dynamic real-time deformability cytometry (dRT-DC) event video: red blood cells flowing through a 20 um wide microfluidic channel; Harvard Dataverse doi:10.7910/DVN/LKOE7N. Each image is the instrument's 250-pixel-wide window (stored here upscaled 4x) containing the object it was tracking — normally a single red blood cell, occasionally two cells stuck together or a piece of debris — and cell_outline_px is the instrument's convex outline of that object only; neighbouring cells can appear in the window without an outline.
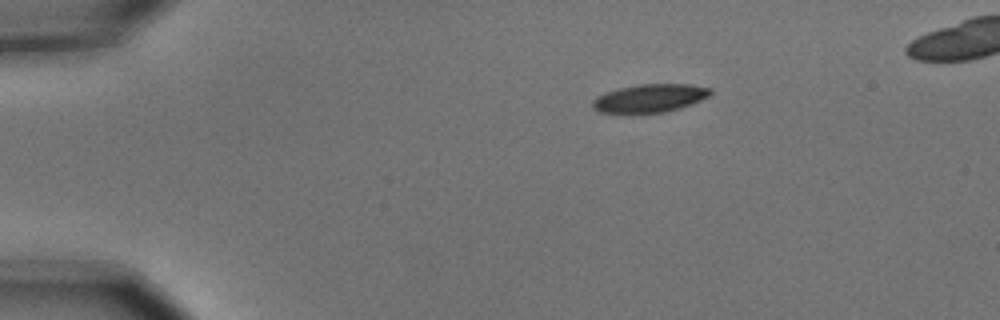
{"species": "common noctule bat (a hibernating species)", "species_latin": "Nyctalus noctula", "temperature_condition": "cold", "stored_images_in_passage": 4, "camera_frame_rate_fps": 3000, "um_per_image_px": 0.085, "animal": {"sex": "male", "body_mass_g": 15.6}, "frame": {"image": 1, "passage_image": 1, "time_ms": 0.0, "image_size_px": [1000, 320], "cell_outline_px": [[712, 92], [708, 96], [692, 104], [680, 108], [664, 112], [640, 116], [624, 116], [600, 112], [592, 108], [592, 100], [596, 96], [604, 92], [636, 84], [688, 84], [712, 88]], "centroid_in_image_um": [55.14, 8.4], "position_along_channel_um": 29.9, "area_um2": 20.4}}